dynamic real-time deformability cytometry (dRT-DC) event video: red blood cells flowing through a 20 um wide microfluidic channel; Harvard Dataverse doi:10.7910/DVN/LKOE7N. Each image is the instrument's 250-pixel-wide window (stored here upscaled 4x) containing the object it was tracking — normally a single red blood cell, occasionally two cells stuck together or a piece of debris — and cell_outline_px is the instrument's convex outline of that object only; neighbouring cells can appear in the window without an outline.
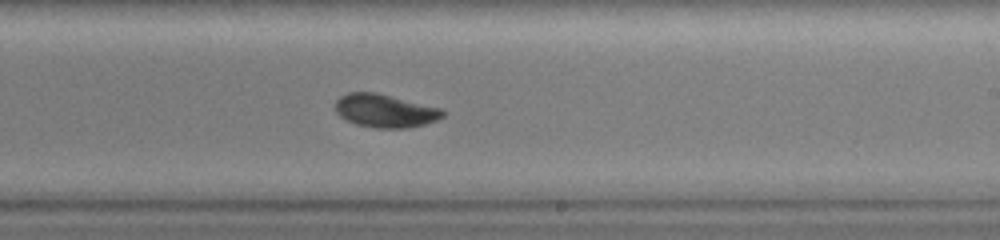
{"species": "common noctule bat (a hibernating species)", "species_latin": "Nyctalus noctula", "temperature_condition": "warm", "stored_images_in_passage": 46, "camera_frame_rate_fps": 3000, "um_per_image_px": 0.085, "animal": {"sex": "female", "body_mass_g": 19.0, "forearm_length_mm": 51.5}, "frame": {"image": 1, "passage_image": 28, "time_ms": 9.0, "image_size_px": [1000, 240], "cell_outline_px": [[444, 116], [436, 120], [424, 124], [408, 128], [376, 128], [356, 124], [344, 120], [336, 112], [336, 100], [340, 96], [348, 92], [376, 92], [440, 108], [444, 112]], "centroid_in_image_um": [32.69, 9.42], "position_along_channel_um": 256.3, "area_um2": 20.75}}
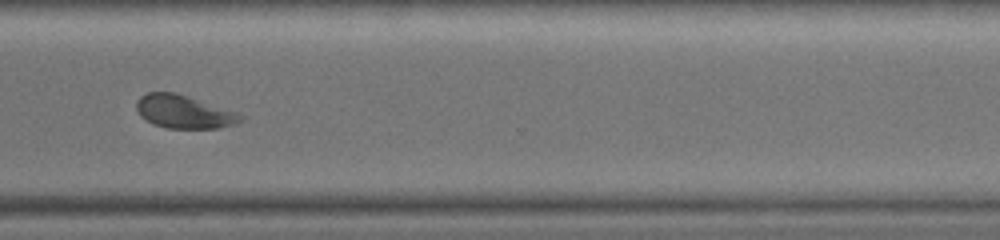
{"frame": {"image": 2, "passage_image": 35, "time_ms": 11.333, "image_size_px": [1000, 240], "cell_outline_px": [[244, 116], [236, 124], [220, 128], [168, 128], [152, 124], [140, 116], [136, 108], [136, 100], [140, 96], [148, 92], [176, 92], [240, 112]], "centroid_in_image_um": [15.65, 9.49], "position_along_channel_um": 355.0, "area_um2": 20.46}}
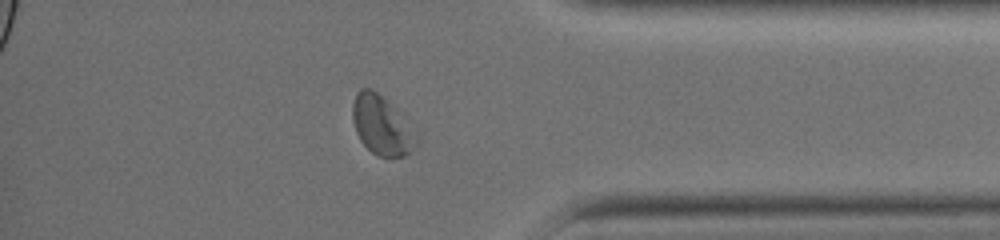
{"frame": {"image": 3, "passage_image": 39, "time_ms": 12.667, "image_size_px": [1000, 240], "cell_outline_px": [[420, 140], [416, 148], [404, 156], [376, 156], [360, 140], [356, 132], [352, 120], [352, 104], [356, 92], [360, 88], [368, 88], [376, 92], [396, 108], [420, 132]], "centroid_in_image_um": [32.51, 10.67], "position_along_channel_um": 402.7, "area_um2": 22.6}, "authors_computed_cell_mechanics": {"area_um2": 21.386, "velocity_mm_per_s": 4.1916, "shape_relaxation_time_tau1_ms": 2.4033, "shape_relaxation_time_tau2_ms": 6.2283, "deformation_change_tau1": 0.1143, "deformation_change_tau2": 0.0993}}